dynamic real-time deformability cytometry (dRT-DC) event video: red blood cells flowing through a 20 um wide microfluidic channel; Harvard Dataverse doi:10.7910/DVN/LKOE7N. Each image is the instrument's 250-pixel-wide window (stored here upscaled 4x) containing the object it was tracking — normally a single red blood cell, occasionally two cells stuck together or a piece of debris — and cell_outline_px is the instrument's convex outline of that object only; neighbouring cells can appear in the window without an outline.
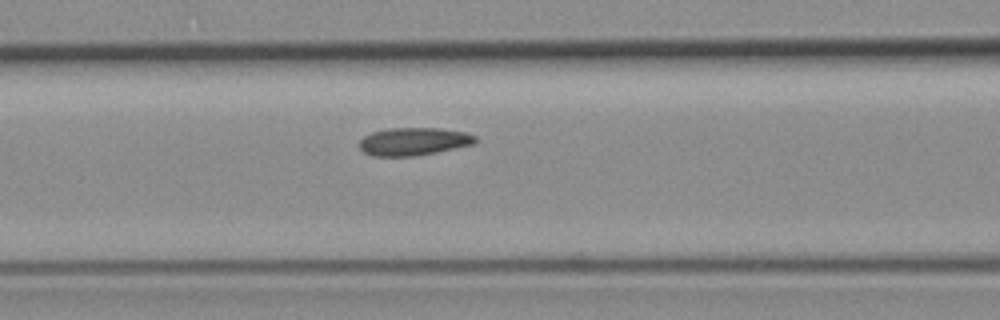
{"species": "common noctule bat (a hibernating species)", "species_latin": "Nyctalus noctula", "temperature_condition": "room temperature", "stored_images_in_passage": 7, "camera_frame_rate_fps": 3000, "um_per_image_px": 0.085, "animal": {"sex": "female", "body_mass_g": 19.3, "forearm_length_mm": 54.1}, "frame": {"image": 1, "passage_image": 7, "time_ms": 2.0, "image_size_px": [1000, 320], "cell_outline_px": [[476, 144], [416, 156], [372, 156], [364, 152], [360, 148], [360, 140], [364, 136], [372, 132], [388, 128], [440, 128], [464, 132], [476, 136]], "centroid_in_image_um": [35.17, 12.02], "position_along_channel_um": 131.4, "area_um2": 18.84}}